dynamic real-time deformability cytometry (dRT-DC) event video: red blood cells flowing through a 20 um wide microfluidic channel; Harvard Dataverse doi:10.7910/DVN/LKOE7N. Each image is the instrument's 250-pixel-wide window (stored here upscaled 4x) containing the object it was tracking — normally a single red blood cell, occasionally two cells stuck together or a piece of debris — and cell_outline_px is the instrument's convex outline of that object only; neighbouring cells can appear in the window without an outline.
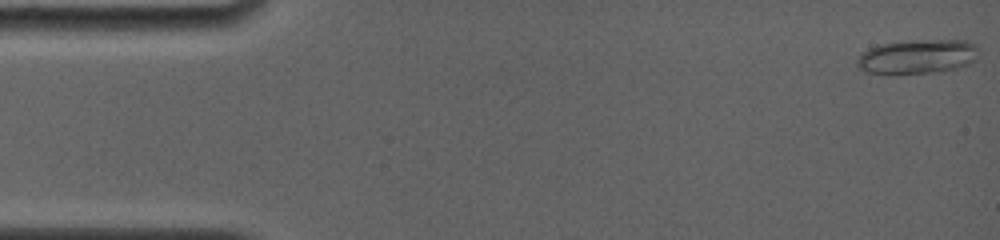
{"species": "common noctule bat (a hibernating species)", "species_latin": "Nyctalus noctula", "temperature_condition": "room temperature", "stored_images_in_passage": 43, "camera_frame_rate_fps": 4000, "um_per_image_px": 0.085, "animal": {"sex": "female", "body_mass_g": 19.0, "forearm_length_mm": 56.7}, "frame": {"image": 1, "passage_image": 1, "time_ms": 0.0, "image_size_px": [1000, 240], "cell_outline_px": [[980, 48], [976, 60], [968, 64], [956, 68], [932, 72], [888, 76], [864, 72], [856, 64], [856, 60], [868, 48], [880, 44], [912, 40], [968, 40], [976, 44]], "centroid_in_image_um": [77.97, 4.83], "position_along_channel_um": 7.0, "area_um2": 24.97}}
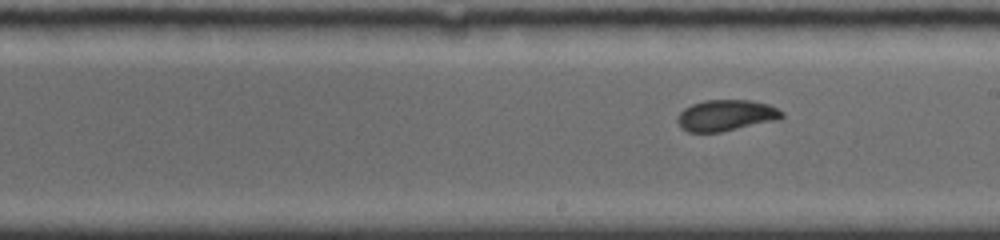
{"frame": {"image": 2, "passage_image": 21, "time_ms": 9.0, "image_size_px": [1000, 240], "cell_outline_px": [[784, 116], [780, 120], [720, 132], [688, 132], [680, 128], [676, 120], [680, 112], [684, 108], [692, 104], [704, 100], [752, 100], [768, 104], [784, 112]], "centroid_in_image_um": [61.72, 9.81], "position_along_channel_um": 227.3, "area_um2": 19.19}}
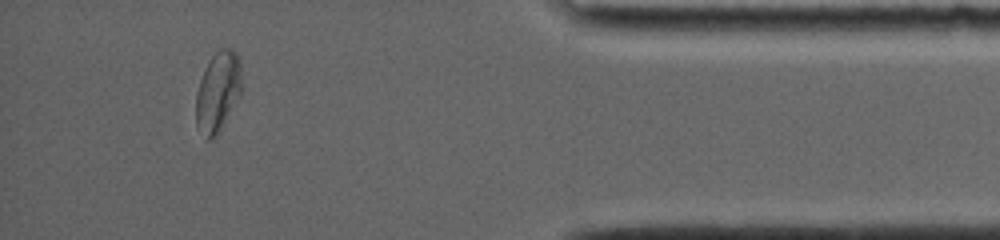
{"frame": {"image": 3, "passage_image": 38, "time_ms": 14.75, "image_size_px": [1000, 240], "cell_outline_px": [[240, 92], [216, 136], [212, 140], [208, 140], [196, 124], [196, 92], [204, 68], [208, 60], [220, 48], [232, 48], [236, 52], [240, 60]], "centroid_in_image_um": [18.49, 7.75], "position_along_channel_um": 416.7, "area_um2": 20.87}, "authors_computed_cell_mechanics": {"area_um2": 19.652, "velocity_mm_per_s": 3.8272, "shape_relaxation_time_tau1_ms": 4.6783, "shape_relaxation_time_tau2_ms": 0.5941, "deformation_change_tau1": 0.1312, "deformation_change_tau2": 0.0441}}